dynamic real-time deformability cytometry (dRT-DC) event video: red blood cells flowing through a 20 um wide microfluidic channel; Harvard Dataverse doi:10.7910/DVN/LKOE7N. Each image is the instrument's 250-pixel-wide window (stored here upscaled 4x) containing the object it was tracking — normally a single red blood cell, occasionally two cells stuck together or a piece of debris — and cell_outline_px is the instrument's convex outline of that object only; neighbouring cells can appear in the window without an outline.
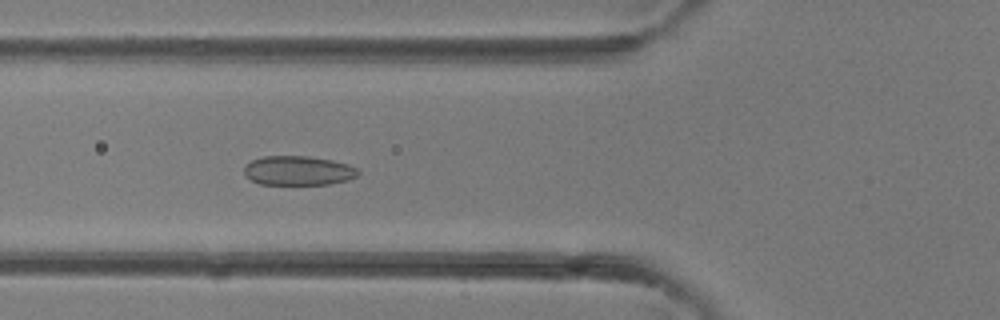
{"species": "common noctule bat (a hibernating species)", "species_latin": "Nyctalus noctula", "temperature_condition": "room temperature", "stored_images_in_passage": 31, "camera_frame_rate_fps": 3000, "um_per_image_px": 0.085, "animal": {"sex": "female"}, "frame": {"image": 1, "passage_image": 5, "time_ms": 1.333, "image_size_px": [1000, 320], "cell_outline_px": [[360, 172], [356, 176], [348, 180], [328, 184], [260, 184], [244, 176], [244, 164], [252, 160], [264, 156], [308, 156], [332, 160], [348, 164], [356, 168]], "centroid_in_image_um": [25.32, 14.5], "position_along_channel_um": 100.5, "area_um2": 19.54}}
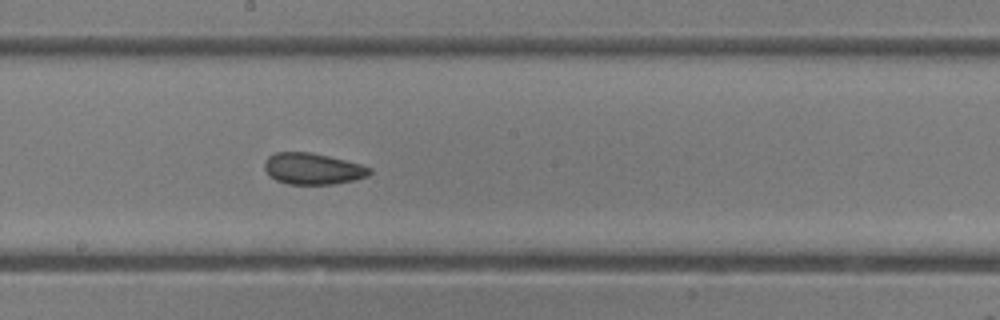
{"frame": {"image": 2, "passage_image": 12, "time_ms": 3.667, "image_size_px": [1000, 320], "cell_outline_px": [[372, 172], [368, 176], [356, 180], [332, 184], [288, 184], [276, 180], [264, 168], [264, 160], [268, 156], [276, 152], [312, 152], [360, 164], [372, 168]], "centroid_in_image_um": [26.6, 14.34], "position_along_channel_um": 221.6, "area_um2": 19.19}}
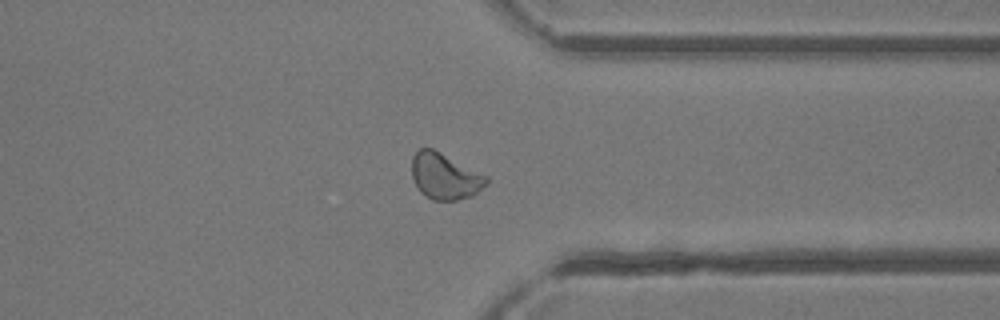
{"frame": {"image": 3, "passage_image": 21, "time_ms": 6.667, "image_size_px": [1000, 320], "cell_outline_px": [[488, 184], [472, 196], [456, 200], [432, 200], [424, 196], [420, 192], [412, 176], [412, 156], [420, 148], [432, 148], [488, 176]], "centroid_in_image_um": [37.82, 14.99], "position_along_channel_um": 373.6, "area_um2": 20.06}}